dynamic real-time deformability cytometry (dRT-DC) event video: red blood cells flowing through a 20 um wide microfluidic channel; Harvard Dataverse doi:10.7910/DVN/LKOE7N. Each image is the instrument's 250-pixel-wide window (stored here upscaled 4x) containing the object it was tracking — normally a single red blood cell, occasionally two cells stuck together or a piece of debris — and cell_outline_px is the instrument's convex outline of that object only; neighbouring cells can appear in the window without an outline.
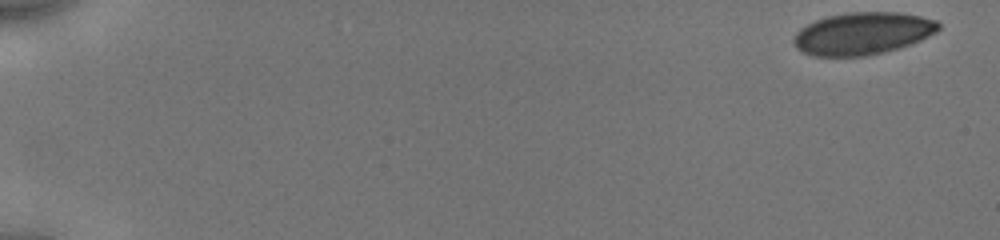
{"species": "human", "species_latin": "Homo sapiens", "temperature_condition": "cold", "stored_images_in_passage": 13, "camera_frame_rate_fps": 3000, "um_per_image_px": 0.085, "donor": {"sex": "male"}, "frame": {"image": 1, "passage_image": 1, "time_ms": 0.0, "image_size_px": [1000, 240], "cell_outline_px": [[940, 28], [936, 32], [912, 44], [884, 52], [864, 56], [812, 56], [796, 48], [792, 40], [796, 32], [800, 28], [816, 20], [828, 16], [848, 12], [900, 12], [920, 16], [936, 20], [940, 24]], "centroid_in_image_um": [73.32, 2.84], "position_along_channel_um": 11.7, "area_um2": 35.78}}
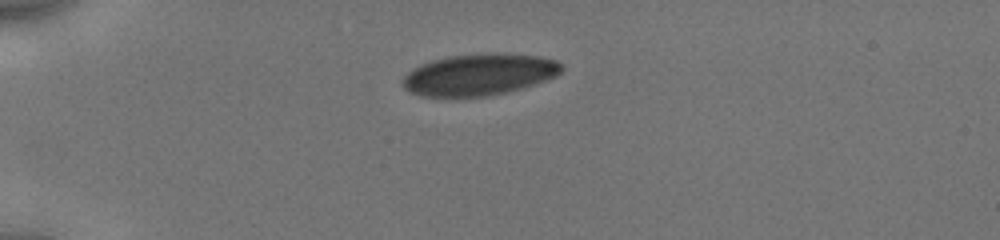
{"frame": {"image": 2, "passage_image": 8, "time_ms": 4.333, "image_size_px": [1000, 240], "cell_outline_px": [[564, 68], [556, 76], [536, 84], [508, 92], [488, 96], [424, 96], [412, 92], [404, 88], [400, 80], [412, 68], [420, 64], [432, 60], [448, 56], [496, 52], [540, 56], [556, 60], [564, 64]], "centroid_in_image_um": [40.76, 6.32], "position_along_channel_um": 44.2, "area_um2": 38.78}}
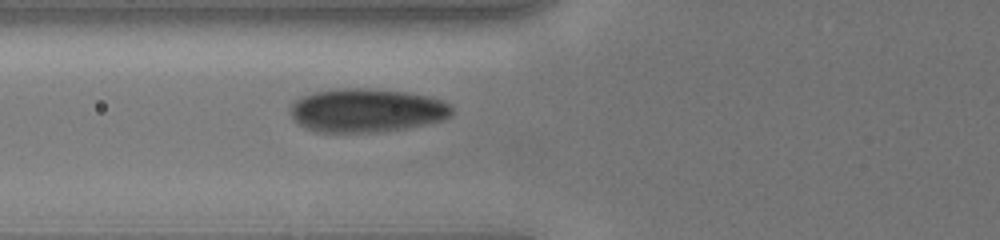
{"frame": {"image": 3, "passage_image": 13, "time_ms": 6.667, "image_size_px": [1000, 240], "cell_outline_px": [[452, 116], [444, 120], [404, 128], [380, 132], [316, 132], [304, 128], [292, 120], [288, 112], [292, 104], [300, 96], [316, 92], [336, 88], [368, 88], [404, 92], [428, 96], [444, 100], [452, 104]], "centroid_in_image_um": [31.14, 9.38], "position_along_channel_um": 94.7, "area_um2": 41.56}}